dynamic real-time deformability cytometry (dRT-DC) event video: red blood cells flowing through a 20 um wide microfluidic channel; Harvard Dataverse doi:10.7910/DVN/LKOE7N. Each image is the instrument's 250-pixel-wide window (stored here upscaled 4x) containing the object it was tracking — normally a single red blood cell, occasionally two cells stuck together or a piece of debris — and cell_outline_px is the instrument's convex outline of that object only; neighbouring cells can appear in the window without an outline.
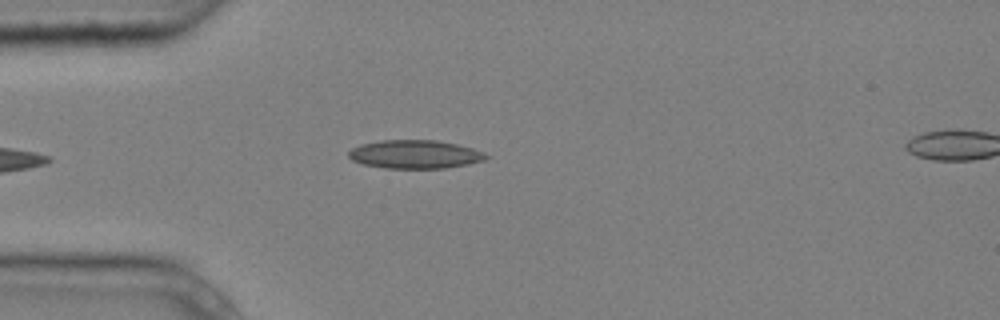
{"species": "common noctule bat (a hibernating species)", "species_latin": "Nyctalus noctula", "temperature_condition": "cold", "stored_images_in_passage": 5, "camera_frame_rate_fps": 3000, "um_per_image_px": 0.085, "animal": {"sex": "male", "body_mass_g": 20.4}, "frame": {"image": 1, "passage_image": 5, "time_ms": 1.333, "image_size_px": [1000, 320], "cell_outline_px": [[492, 156], [484, 160], [468, 164], [444, 168], [384, 168], [364, 164], [352, 160], [348, 156], [348, 152], [352, 148], [360, 144], [380, 140], [436, 140], [456, 144], [472, 148], [484, 152]], "centroid_in_image_um": [35.28, 13.11], "position_along_channel_um": 49.7, "area_um2": 22.83}}